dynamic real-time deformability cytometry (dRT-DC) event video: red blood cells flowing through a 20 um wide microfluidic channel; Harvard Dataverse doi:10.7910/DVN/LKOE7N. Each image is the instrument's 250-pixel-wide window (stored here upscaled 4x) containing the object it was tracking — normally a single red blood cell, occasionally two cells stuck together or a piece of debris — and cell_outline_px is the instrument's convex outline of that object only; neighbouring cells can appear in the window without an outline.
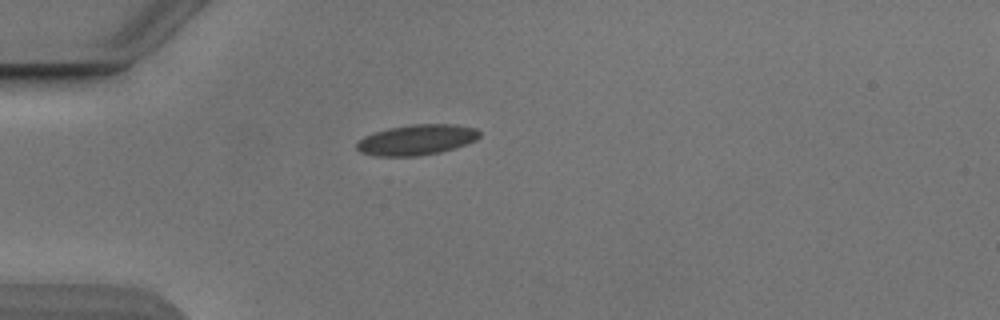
{"species": "Egyptian fruit bat (a non-hibernating species)", "species_latin": "Rousettus aegyptiacus", "temperature_condition": "cold", "stored_images_in_passage": 39, "camera_frame_rate_fps": 3000, "um_per_image_px": 0.085, "animal": {"sex": "male"}, "frame": {"image": 1, "passage_image": 1, "time_ms": 0.0, "image_size_px": [1000, 320], "cell_outline_px": [[480, 136], [476, 140], [440, 152], [416, 156], [372, 156], [360, 152], [356, 148], [356, 144], [364, 136], [388, 128], [412, 124], [452, 124], [476, 128], [480, 132]], "centroid_in_image_um": [35.39, 11.88], "position_along_channel_um": 49.6, "area_um2": 21.68}}
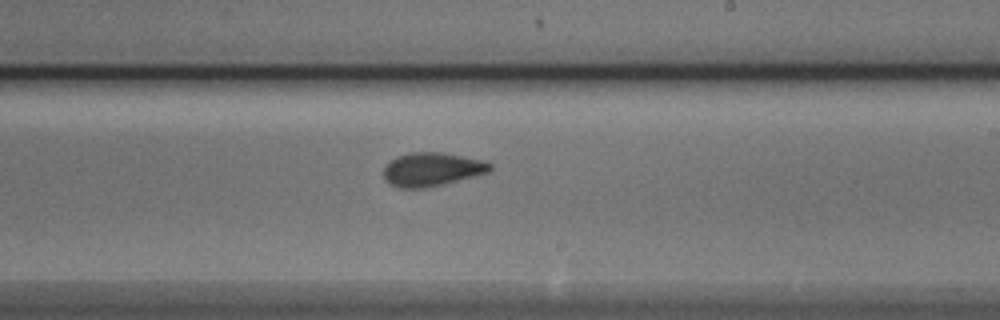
{"frame": {"image": 2, "passage_image": 18, "time_ms": 5.667, "image_size_px": [1000, 320], "cell_outline_px": [[492, 168], [488, 172], [444, 184], [424, 188], [400, 188], [388, 184], [384, 180], [384, 164], [396, 156], [408, 152], [444, 152], [484, 160], [492, 164]], "centroid_in_image_um": [36.67, 14.38], "position_along_channel_um": 252.3, "area_um2": 21.15}}
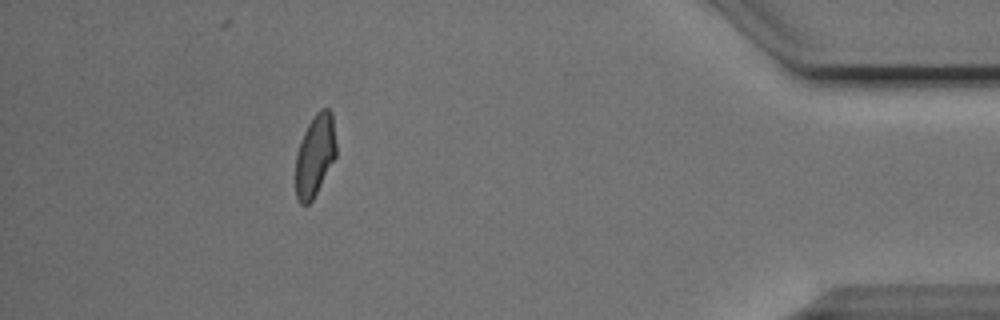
{"frame": {"image": 3, "passage_image": 34, "time_ms": 11.0, "image_size_px": [1000, 320], "cell_outline_px": [[336, 156], [312, 200], [308, 204], [300, 204], [296, 196], [296, 152], [304, 132], [308, 124], [316, 112], [320, 108], [328, 108], [332, 112], [336, 144]], "centroid_in_image_um": [26.77, 13.17], "position_along_channel_um": 408.4, "area_um2": 19.25}, "authors_computed_cell_mechanics": {"area_um2": 20.3456, "velocity_mm_per_s": 3.8694, "shape_relaxation_time_tau1_ms": 3.2488, "shape_relaxation_time_tau2_ms": 1.2292, "deformation_change_tau1": 0.1036, "deformation_change_tau2": 0.056}}